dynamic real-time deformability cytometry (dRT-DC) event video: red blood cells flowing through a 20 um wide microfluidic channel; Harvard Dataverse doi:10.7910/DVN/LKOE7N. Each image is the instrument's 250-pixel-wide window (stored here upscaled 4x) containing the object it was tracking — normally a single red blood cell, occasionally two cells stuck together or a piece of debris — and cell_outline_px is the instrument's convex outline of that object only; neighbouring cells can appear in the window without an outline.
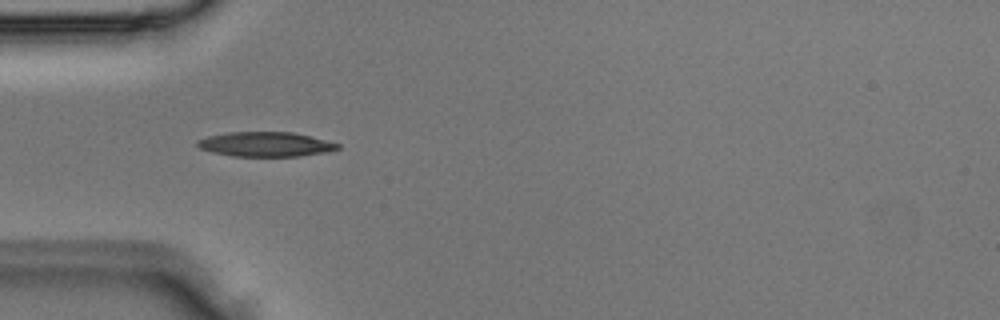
{"species": "Egyptian fruit bat (a non-hibernating species)", "species_latin": "Rousettus aegyptiacus", "temperature_condition": "room temperature", "stored_images_in_passage": 4, "camera_frame_rate_fps": 3000, "um_per_image_px": 0.085, "animal": {"sex": "male"}, "frame": {"image": 1, "passage_image": 4, "time_ms": 1.0, "image_size_px": [1000, 320], "cell_outline_px": [[340, 148], [324, 152], [300, 156], [232, 156], [212, 152], [200, 148], [196, 144], [196, 140], [208, 136], [228, 132], [292, 132], [340, 144]], "centroid_in_image_um": [22.52, 12.26], "position_along_channel_um": 62.5, "area_um2": 19.94}}